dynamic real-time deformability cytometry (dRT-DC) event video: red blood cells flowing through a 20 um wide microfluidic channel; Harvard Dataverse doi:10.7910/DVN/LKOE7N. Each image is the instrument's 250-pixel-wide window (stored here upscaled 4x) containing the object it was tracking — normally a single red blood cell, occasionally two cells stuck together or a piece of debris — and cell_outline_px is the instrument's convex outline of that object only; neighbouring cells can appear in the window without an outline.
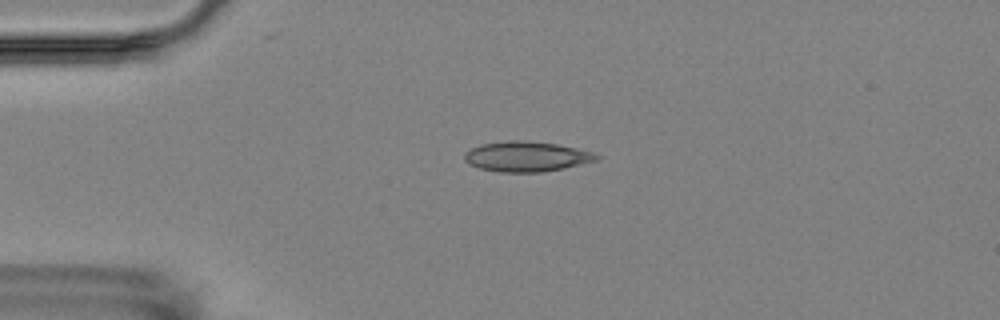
{"species": "Egyptian fruit bat (a non-hibernating species)", "species_latin": "Rousettus aegyptiacus", "temperature_condition": "room temperature", "stored_images_in_passage": 5, "camera_frame_rate_fps": 3000, "um_per_image_px": 0.085, "animal": {"sex": "female"}, "frame": {"image": 1, "passage_image": 4, "time_ms": 3.667, "image_size_px": [1000, 320], "cell_outline_px": [[600, 156], [596, 160], [564, 168], [540, 172], [500, 172], [480, 168], [468, 164], [464, 160], [464, 152], [480, 144], [512, 140], [524, 140], [556, 144], [576, 148], [592, 152]], "centroid_in_image_um": [44.71, 13.3], "position_along_channel_um": 40.3, "area_um2": 23.06}}